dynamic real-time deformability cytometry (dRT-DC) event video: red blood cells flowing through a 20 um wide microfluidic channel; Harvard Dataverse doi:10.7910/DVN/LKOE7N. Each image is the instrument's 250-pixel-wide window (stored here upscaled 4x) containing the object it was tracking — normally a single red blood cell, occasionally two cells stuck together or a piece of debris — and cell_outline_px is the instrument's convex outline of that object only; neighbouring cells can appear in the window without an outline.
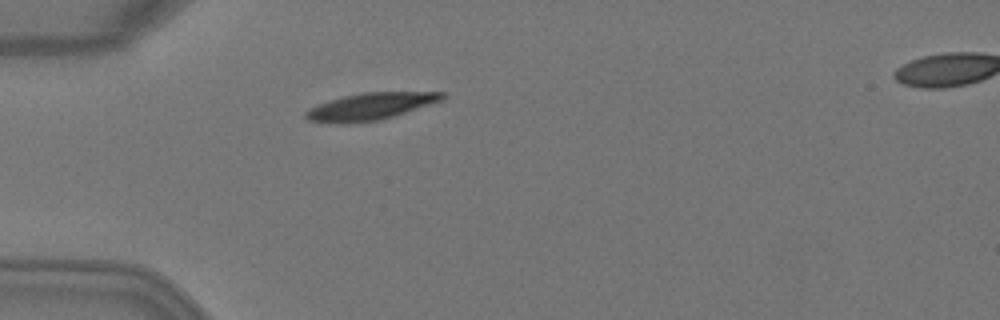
{"species": "Egyptian fruit bat (a non-hibernating species)", "species_latin": "Rousettus aegyptiacus", "temperature_condition": "warm", "stored_images_in_passage": 5, "camera_frame_rate_fps": 3000, "um_per_image_px": 0.085, "animal": {"sex": "female"}, "frame": {"image": 1, "passage_image": 4, "time_ms": 1.0, "image_size_px": [1000, 320], "cell_outline_px": [[444, 100], [380, 120], [348, 124], [328, 124], [308, 120], [304, 116], [304, 112], [308, 108], [344, 96], [364, 92], [444, 92]], "centroid_in_image_um": [31.44, 9.07], "position_along_channel_um": 53.6, "area_um2": 21.56}}